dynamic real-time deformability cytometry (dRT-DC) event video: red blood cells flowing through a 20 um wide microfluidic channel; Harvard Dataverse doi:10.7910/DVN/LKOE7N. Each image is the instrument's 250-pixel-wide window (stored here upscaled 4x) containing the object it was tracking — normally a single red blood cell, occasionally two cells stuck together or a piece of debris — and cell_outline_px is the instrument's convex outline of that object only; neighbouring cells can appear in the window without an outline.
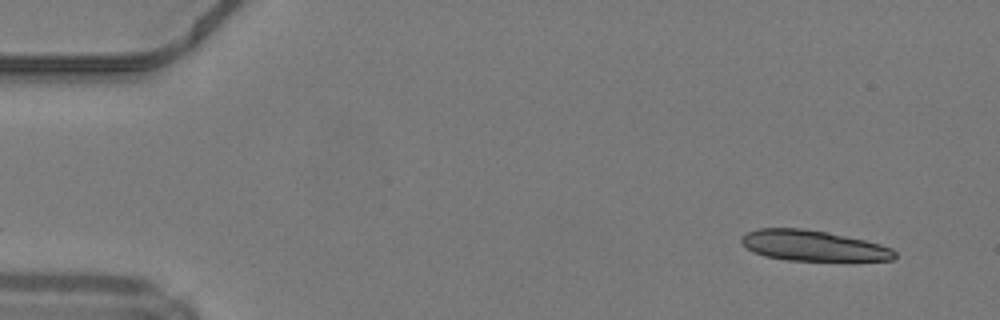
{"species": "common noctule bat (a hibernating species)", "species_latin": "Nyctalus noctula", "temperature_condition": "warm", "stored_images_in_passage": 46, "camera_frame_rate_fps": 3000, "um_per_image_px": 0.085, "animal": {"sex": "male", "body_mass_g": 19.2, "forearm_length_mm": 51.8}, "frame": {"image": 1, "passage_image": 1, "time_ms": 0.0, "image_size_px": [1000, 320], "cell_outline_px": [[896, 256], [892, 260], [784, 260], [764, 256], [752, 252], [740, 240], [740, 236], [756, 228], [804, 228], [828, 232], [864, 240], [880, 244], [892, 248], [896, 252]], "centroid_in_image_um": [69.08, 20.87], "position_along_channel_um": 15.9, "area_um2": 27.28}}
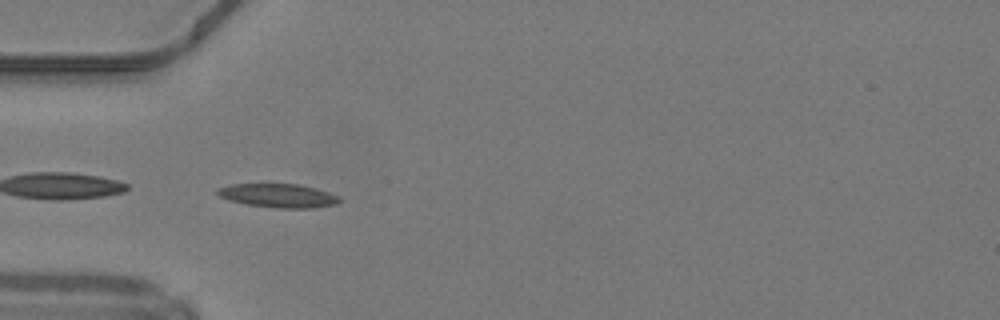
{"frame": {"image": 2, "passage_image": 13, "time_ms": 4.0, "image_size_px": [1000, 320], "cell_outline_px": [[340, 200], [336, 204], [312, 208], [276, 208], [248, 204], [228, 200], [220, 196], [216, 192], [216, 188], [232, 184], [300, 184], [316, 188], [340, 196]], "centroid_in_image_um": [23.66, 16.62], "position_along_channel_um": 61.3, "area_um2": 16.88}}
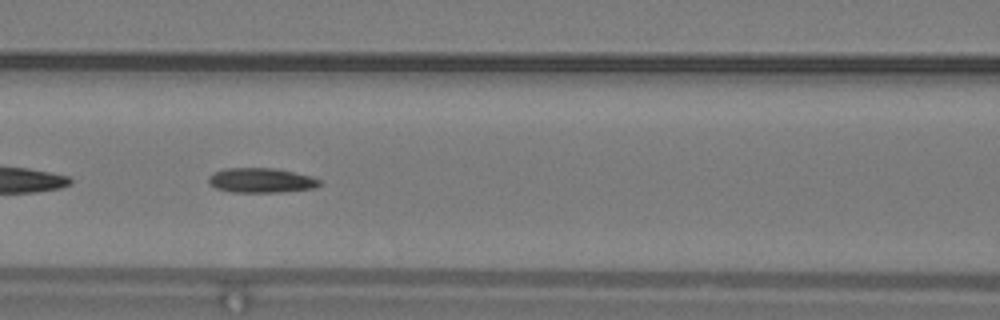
{"frame": {"image": 3, "passage_image": 19, "time_ms": 6.0, "image_size_px": [1000, 320], "cell_outline_px": [[320, 184], [316, 188], [280, 192], [232, 192], [216, 188], [208, 184], [208, 176], [224, 168], [276, 168], [312, 176], [320, 180]], "centroid_in_image_um": [22.19, 15.33], "position_along_channel_um": 144.4, "area_um2": 16.07}, "authors_computed_cell_mechanics": {"area_um2": 15.7216, "velocity_mm_per_s": 4.241, "shape_relaxation_time_tau1_ms": null, "shape_relaxation_time_tau2_ms": 4.6792, "deformation_change_tau1": null, "deformation_change_tau2": 0.1071}}